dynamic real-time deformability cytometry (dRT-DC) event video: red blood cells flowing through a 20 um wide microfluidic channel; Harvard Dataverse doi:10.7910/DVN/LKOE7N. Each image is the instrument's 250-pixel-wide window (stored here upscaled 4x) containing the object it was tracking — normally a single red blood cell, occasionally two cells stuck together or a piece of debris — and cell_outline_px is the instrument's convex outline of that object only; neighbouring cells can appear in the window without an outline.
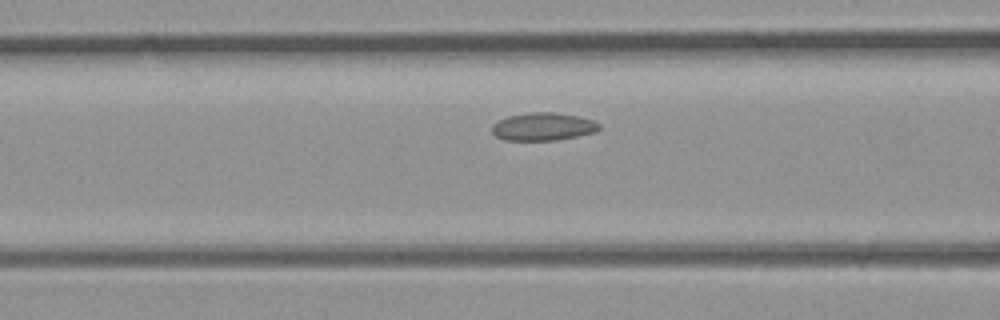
{"species": "common noctule bat (a hibernating species)", "species_latin": "Nyctalus noctula", "temperature_condition": "room temperature", "stored_images_in_passage": 9, "camera_frame_rate_fps": 3000, "um_per_image_px": 0.085, "animal": {"sex": "male", "body_mass_g": 23.1, "forearm_length_mm": 52.7}, "frame": {"image": 1, "passage_image": 7, "time_ms": 2.0, "image_size_px": [1000, 320], "cell_outline_px": [[600, 128], [596, 132], [556, 140], [504, 140], [496, 136], [492, 132], [492, 124], [496, 120], [508, 116], [528, 112], [556, 112], [580, 116], [592, 120], [600, 124]], "centroid_in_image_um": [46.14, 10.75], "position_along_channel_um": 120.5, "area_um2": 17.57}}